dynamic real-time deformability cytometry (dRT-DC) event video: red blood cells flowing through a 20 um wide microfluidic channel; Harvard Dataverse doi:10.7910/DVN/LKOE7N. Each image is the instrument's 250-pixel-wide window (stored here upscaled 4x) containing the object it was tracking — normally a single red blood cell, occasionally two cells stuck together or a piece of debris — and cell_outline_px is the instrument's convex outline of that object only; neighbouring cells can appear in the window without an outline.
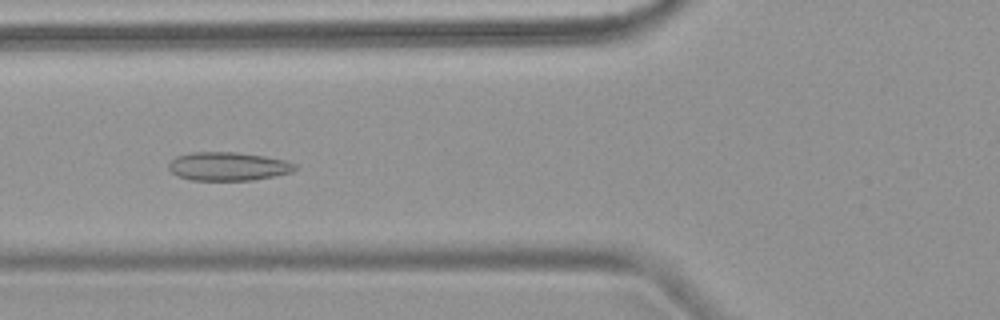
{"species": "common noctule bat (a hibernating species)", "species_latin": "Nyctalus noctula", "temperature_condition": "warm", "stored_images_in_passage": 7, "camera_frame_rate_fps": 3000, "um_per_image_px": 0.085, "animal": {"sex": "female", "body_mass_g": 18.4}, "frame": {"image": 1, "passage_image": 6, "time_ms": 6.667, "image_size_px": [1000, 320], "cell_outline_px": [[300, 168], [292, 172], [276, 176], [252, 180], [192, 180], [176, 176], [168, 168], [168, 164], [176, 156], [192, 152], [236, 152], [264, 156], [288, 160], [296, 164]], "centroid_in_image_um": [19.44, 14.14], "position_along_channel_um": 106.4, "area_um2": 21.27}}
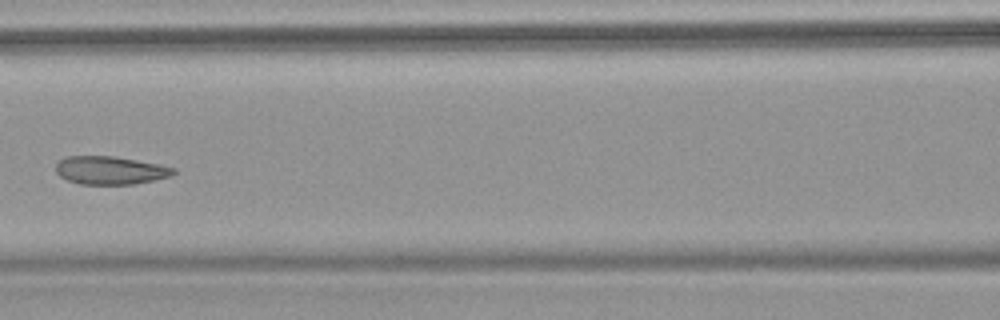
{"frame": {"image": 2, "passage_image": 7, "time_ms": 8.0, "image_size_px": [1000, 320], "cell_outline_px": [[176, 172], [172, 176], [132, 184], [80, 184], [68, 180], [60, 176], [56, 172], [56, 164], [60, 160], [68, 156], [116, 156], [160, 164], [176, 168]], "centroid_in_image_um": [9.4, 14.47], "position_along_channel_um": 157.2, "area_um2": 19.31}}